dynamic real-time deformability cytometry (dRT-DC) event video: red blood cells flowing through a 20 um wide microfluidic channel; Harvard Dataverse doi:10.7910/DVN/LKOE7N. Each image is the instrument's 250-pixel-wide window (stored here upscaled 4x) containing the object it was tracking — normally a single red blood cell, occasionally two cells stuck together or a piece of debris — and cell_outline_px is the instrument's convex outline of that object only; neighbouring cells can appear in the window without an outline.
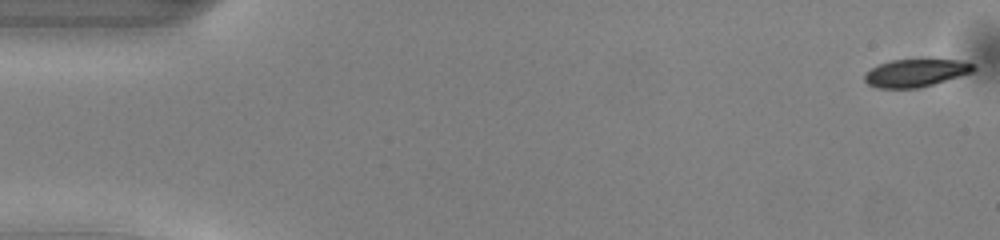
{"species": "common noctule bat (a hibernating species)", "species_latin": "Nyctalus noctula", "temperature_condition": "warm", "stored_images_in_passage": 50, "camera_frame_rate_fps": 3000, "um_per_image_px": 0.085, "animal": {"sex": "male", "body_mass_g": 13.0, "forearm_length_mm": 53.1}, "frame": {"image": 1, "passage_image": 1, "time_ms": 0.0, "image_size_px": [1000, 240], "cell_outline_px": [[976, 68], [972, 72], [960, 76], [920, 88], [876, 88], [868, 84], [864, 80], [864, 72], [880, 64], [892, 60], [924, 56], [932, 56], [960, 60], [976, 64]], "centroid_in_image_um": [77.89, 6.13], "position_along_channel_um": 7.1, "area_um2": 18.67}}
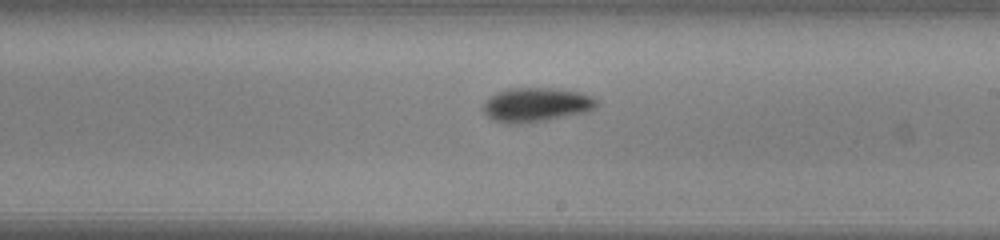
{"frame": {"image": 2, "passage_image": 29, "time_ms": 9.333, "image_size_px": [1000, 240], "cell_outline_px": [[600, 104], [596, 108], [588, 112], [544, 120], [520, 124], [508, 124], [492, 120], [484, 112], [484, 100], [496, 92], [508, 88], [552, 88], [580, 92], [592, 96], [600, 100]], "centroid_in_image_um": [45.61, 8.9], "position_along_channel_um": 243.4, "area_um2": 22.89}}
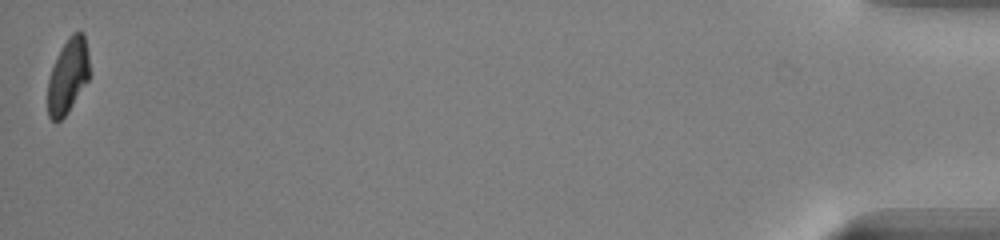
{"frame": {"image": 3, "passage_image": 50, "time_ms": 16.333, "image_size_px": [1000, 240], "cell_outline_px": [[88, 80], [68, 112], [60, 120], [52, 120], [48, 116], [48, 80], [56, 56], [60, 48], [68, 36], [72, 32], [84, 32], [88, 52]], "centroid_in_image_um": [5.76, 6.42], "position_along_channel_um": 429.4, "area_um2": 18.09}, "authors_computed_cell_mechanics": {"area_um2": 20.4034, "velocity_mm_per_s": 4.1014, "shape_relaxation_time_tau1_ms": 2.4613, "shape_relaxation_time_tau2_ms": 6.8855, "deformation_change_tau1": 0.1218, "deformation_change_tau2": 0.1092}}